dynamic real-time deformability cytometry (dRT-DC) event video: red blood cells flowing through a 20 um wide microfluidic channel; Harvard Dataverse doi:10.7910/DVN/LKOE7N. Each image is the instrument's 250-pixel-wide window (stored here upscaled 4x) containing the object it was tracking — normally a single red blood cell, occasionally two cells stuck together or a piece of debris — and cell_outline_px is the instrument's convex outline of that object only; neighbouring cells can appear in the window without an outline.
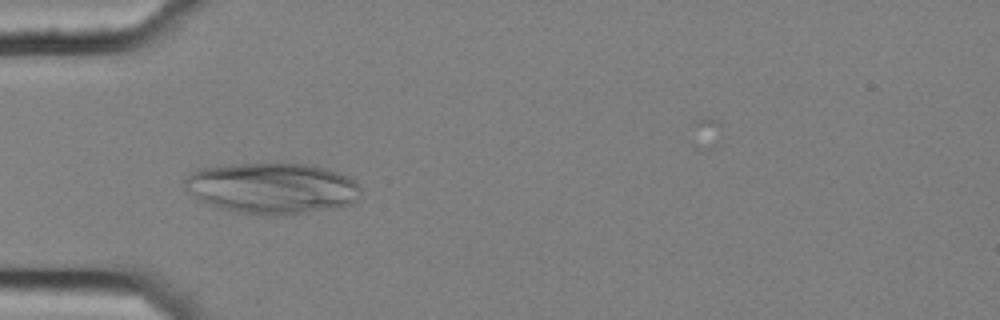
{"species": "common noctule bat (a hibernating species)", "species_latin": "Nyctalus noctula", "temperature_condition": "cold", "stored_images_in_passage": 2, "camera_frame_rate_fps": 3000, "um_per_image_px": 0.085, "animal": {"sex": "female", "body_mass_g": 25.1}, "frame": {"image": 1, "passage_image": 1, "time_ms": 0.0, "image_size_px": [1000, 320], "cell_outline_px": [[360, 196], [352, 204], [336, 208], [292, 216], [272, 216], [236, 212], [220, 208], [208, 204], [192, 196], [184, 188], [184, 180], [196, 168], [216, 164], [304, 164], [324, 168], [348, 176], [356, 180], [360, 188]], "centroid_in_image_um": [23.11, 16.02], "position_along_channel_um": 61.9, "area_um2": 53.23}}